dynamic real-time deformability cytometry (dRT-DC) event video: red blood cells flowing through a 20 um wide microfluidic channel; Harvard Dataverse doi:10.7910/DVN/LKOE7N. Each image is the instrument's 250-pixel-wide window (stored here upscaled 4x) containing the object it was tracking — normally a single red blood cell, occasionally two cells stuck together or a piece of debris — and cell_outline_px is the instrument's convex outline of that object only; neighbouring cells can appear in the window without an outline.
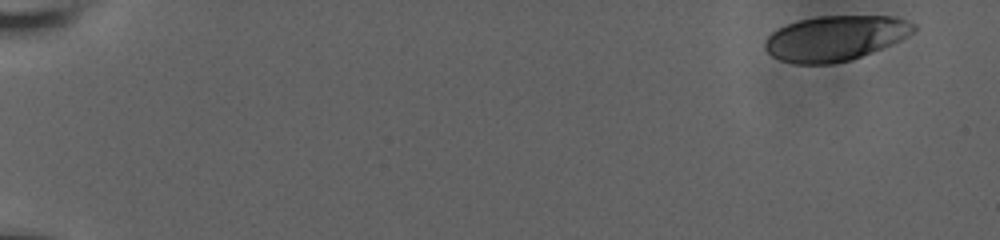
{"species": "human", "species_latin": "Homo sapiens", "temperature_condition": "room temperature", "stored_images_in_passage": 15, "camera_frame_rate_fps": 3000, "um_per_image_px": 0.085, "donor": {"sex": "male"}, "frame": {"image": 1, "passage_image": 1, "time_ms": 0.0, "image_size_px": [1000, 240], "cell_outline_px": [[916, 28], [908, 36], [892, 44], [852, 60], [832, 64], [796, 64], [780, 60], [772, 56], [764, 48], [764, 40], [772, 32], [788, 24], [800, 20], [816, 16], [896, 16], [916, 24]], "centroid_in_image_um": [71.0, 3.25], "position_along_channel_um": 14.0, "area_um2": 39.19}}
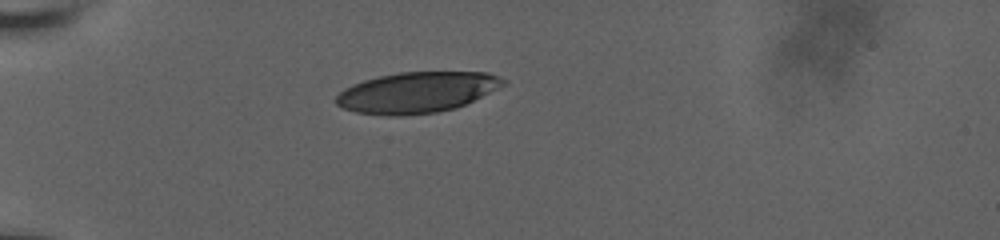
{"frame": {"image": 2, "passage_image": 11, "time_ms": 5.0, "image_size_px": [1000, 240], "cell_outline_px": [[508, 84], [456, 108], [436, 112], [400, 116], [388, 116], [356, 112], [344, 108], [336, 104], [336, 96], [344, 88], [352, 84], [364, 80], [380, 76], [400, 72], [488, 72], [508, 80]], "centroid_in_image_um": [35.46, 7.85], "position_along_channel_um": 49.5, "area_um2": 39.82}}
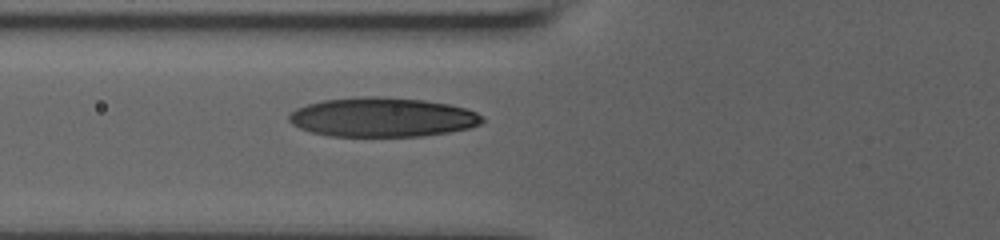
{"frame": {"image": 3, "passage_image": 15, "time_ms": 7.0, "image_size_px": [1000, 240], "cell_outline_px": [[484, 120], [480, 124], [468, 128], [448, 132], [424, 136], [332, 136], [312, 132], [300, 128], [292, 124], [288, 120], [288, 116], [296, 108], [308, 104], [324, 100], [360, 96], [380, 96], [424, 100], [448, 104], [464, 108], [476, 112], [484, 116]], "centroid_in_image_um": [32.5, 9.96], "position_along_channel_um": 93.3, "area_um2": 44.27}}